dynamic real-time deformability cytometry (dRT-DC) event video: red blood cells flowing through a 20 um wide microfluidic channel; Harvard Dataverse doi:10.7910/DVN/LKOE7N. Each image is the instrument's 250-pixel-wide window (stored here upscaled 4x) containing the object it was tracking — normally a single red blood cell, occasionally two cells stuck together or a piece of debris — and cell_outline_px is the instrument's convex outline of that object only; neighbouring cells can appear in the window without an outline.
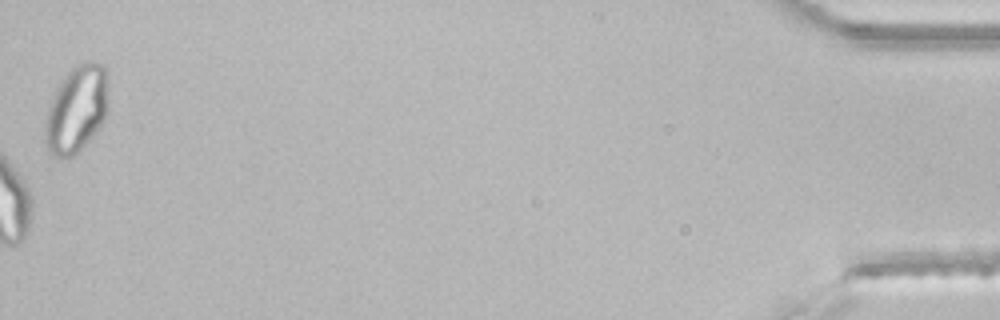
{"species": "common noctule bat (a hibernating species)", "species_latin": "Nyctalus noctula", "temperature_condition": "room temperature", "stored_images_in_passage": 49, "camera_frame_rate_fps": 3000, "um_per_image_px": 0.085, "animal": {"sex": "male", "body_mass_g": 21.5, "forearm_length_mm": 52.0}, "frame": {"image": 1, "passage_image": 49, "time_ms": 16.0, "image_size_px": [1000, 320], "cell_outline_px": [[108, 112], [100, 128], [72, 156], [60, 160], [48, 152], [44, 140], [44, 128], [48, 108], [56, 88], [68, 72], [76, 64], [84, 60], [92, 60], [104, 64], [108, 72]], "centroid_in_image_um": [6.53, 9.25], "position_along_channel_um": 428.7, "area_um2": 32.77}}